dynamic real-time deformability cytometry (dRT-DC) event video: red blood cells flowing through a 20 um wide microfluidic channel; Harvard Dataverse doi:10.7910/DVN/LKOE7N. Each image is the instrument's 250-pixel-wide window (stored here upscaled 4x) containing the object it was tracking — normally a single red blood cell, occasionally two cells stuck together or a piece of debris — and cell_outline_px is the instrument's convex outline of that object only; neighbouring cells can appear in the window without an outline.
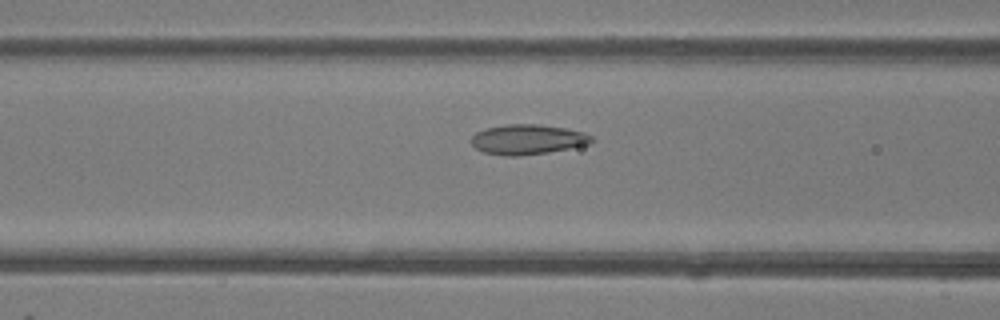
{"species": "common noctule bat (a hibernating species)", "species_latin": "Nyctalus noctula", "temperature_condition": "room temperature", "stored_images_in_passage": 18, "camera_frame_rate_fps": 3000, "um_per_image_px": 0.085, "animal": {"sex": "female"}, "frame": {"image": 1, "passage_image": 16, "time_ms": 5.0, "image_size_px": [1000, 320], "cell_outline_px": [[596, 140], [592, 144], [548, 152], [516, 156], [508, 156], [484, 152], [476, 148], [472, 144], [472, 136], [476, 132], [484, 128], [508, 124], [536, 124], [564, 128], [584, 132], [592, 136]], "centroid_in_image_um": [44.89, 11.85], "position_along_channel_um": 121.7, "area_um2": 21.04}}